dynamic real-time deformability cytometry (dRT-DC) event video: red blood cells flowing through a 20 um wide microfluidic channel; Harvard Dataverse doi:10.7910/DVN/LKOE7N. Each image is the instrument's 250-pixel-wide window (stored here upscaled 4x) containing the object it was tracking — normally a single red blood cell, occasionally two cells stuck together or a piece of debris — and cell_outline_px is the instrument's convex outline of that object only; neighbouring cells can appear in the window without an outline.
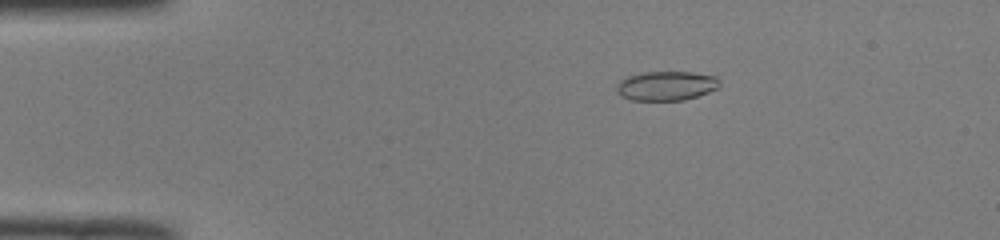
{"species": "common noctule bat (a hibernating species)", "species_latin": "Nyctalus noctula", "temperature_condition": "room temperature", "stored_images_in_passage": 51, "camera_frame_rate_fps": 3000, "um_per_image_px": 0.085, "animal": {"sex": "male", "body_mass_g": 19.0, "forearm_length_mm": 50.8}, "frame": {"image": 1, "passage_image": 10, "time_ms": 3.0, "image_size_px": [1000, 240], "cell_outline_px": [[720, 88], [684, 100], [632, 100], [620, 96], [616, 92], [616, 84], [620, 80], [628, 76], [644, 72], [692, 72], [716, 76], [720, 80]], "centroid_in_image_um": [56.63, 7.29], "position_along_channel_um": 28.4, "area_um2": 17.74}}
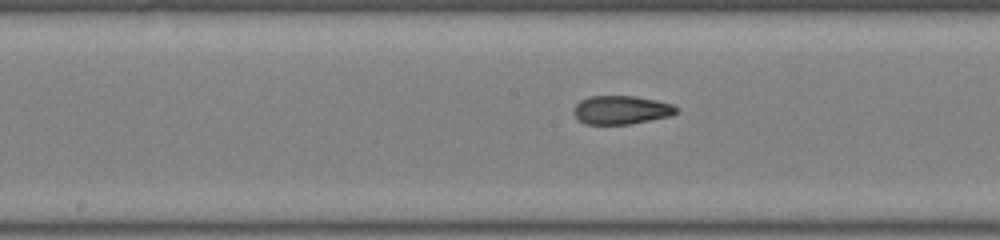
{"frame": {"image": 2, "passage_image": 27, "time_ms": 8.667, "image_size_px": [1000, 240], "cell_outline_px": [[676, 112], [672, 116], [628, 124], [584, 124], [572, 112], [572, 108], [580, 100], [588, 96], [636, 96], [656, 100], [672, 104], [676, 108]], "centroid_in_image_um": [52.77, 9.34], "position_along_channel_um": 195.4, "area_um2": 17.11}}
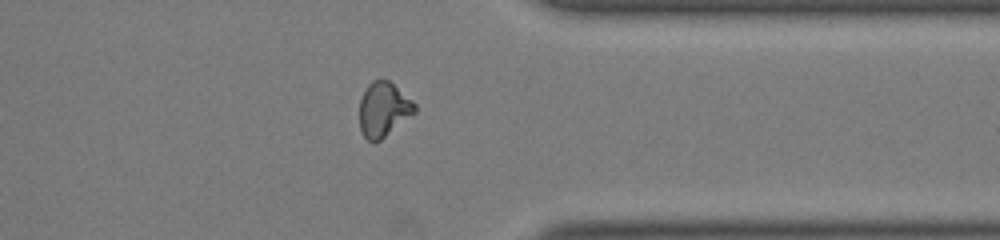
{"frame": {"image": 3, "passage_image": 41, "time_ms": 13.333, "image_size_px": [1000, 240], "cell_outline_px": [[416, 112], [380, 140], [368, 140], [364, 136], [360, 128], [360, 100], [368, 84], [372, 80], [388, 80], [412, 100], [416, 104]], "centroid_in_image_um": [32.6, 9.29], "position_along_channel_um": 378.8, "area_um2": 17.22}, "authors_computed_cell_mechanics": {"area_um2": 17.8602, "velocity_mm_per_s": 4.0529, "shape_relaxation_time_tau1_ms": null, "shape_relaxation_time_tau2_ms": 1.3378, "deformation_change_tau1": null, "deformation_change_tau2": 0.08}}